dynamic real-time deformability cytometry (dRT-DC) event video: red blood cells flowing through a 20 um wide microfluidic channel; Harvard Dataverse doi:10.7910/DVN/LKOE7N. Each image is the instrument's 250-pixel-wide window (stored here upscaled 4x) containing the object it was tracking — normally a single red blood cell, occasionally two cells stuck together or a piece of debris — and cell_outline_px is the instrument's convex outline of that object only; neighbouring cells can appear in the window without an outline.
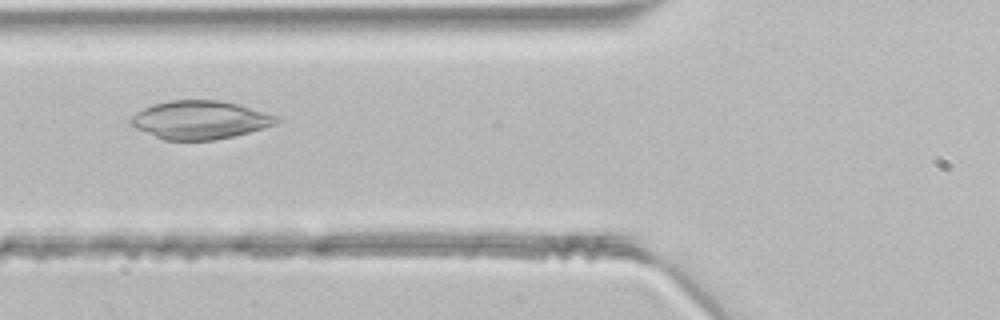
{"species": "common noctule bat (a hibernating species)", "species_latin": "Nyctalus noctula", "temperature_condition": "room temperature", "stored_images_in_passage": 35, "camera_frame_rate_fps": 3000, "um_per_image_px": 0.085, "animal": {"sex": "male", "body_mass_g": 21.5, "forearm_length_mm": 52.0}, "frame": {"image": 1, "passage_image": 5, "time_ms": 1.333, "image_size_px": [1000, 320], "cell_outline_px": [[280, 120], [276, 124], [264, 128], [216, 140], [164, 140], [136, 128], [128, 120], [136, 112], [152, 104], [172, 100], [216, 100], [236, 104], [276, 116]], "centroid_in_image_um": [16.96, 10.2], "position_along_channel_um": 108.8, "area_um2": 32.14}}
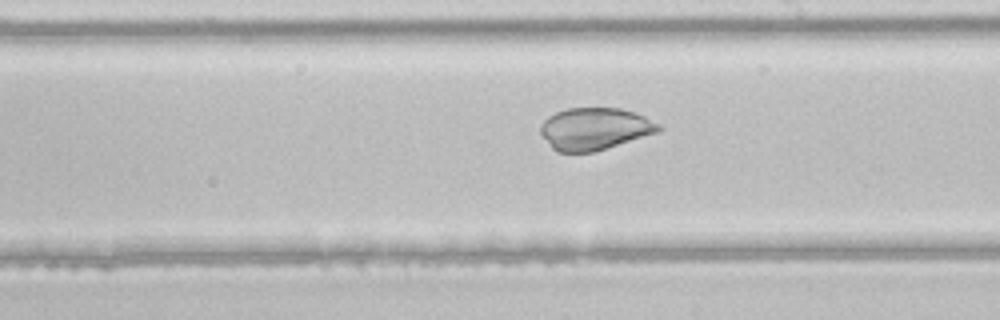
{"frame": {"image": 2, "passage_image": 14, "time_ms": 4.333, "image_size_px": [1000, 320], "cell_outline_px": [[664, 128], [656, 132], [592, 152], [556, 152], [552, 148], [540, 132], [540, 124], [548, 116], [556, 112], [568, 108], [620, 108], [644, 116], [660, 124]], "centroid_in_image_um": [50.51, 10.94], "position_along_channel_um": 238.5, "area_um2": 28.61}}
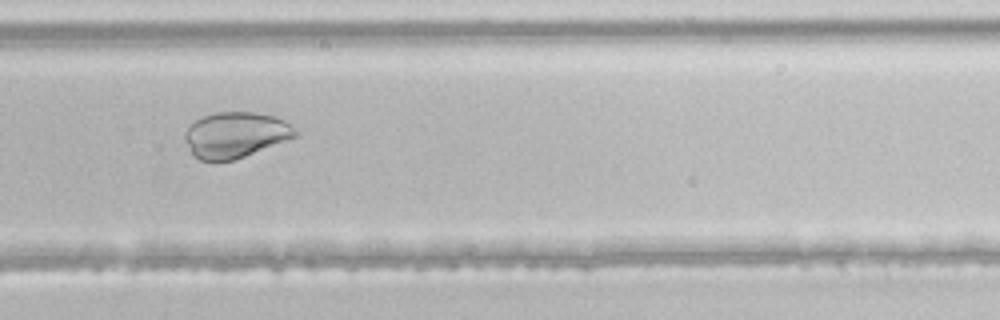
{"frame": {"image": 3, "passage_image": 19, "time_ms": 6.0, "image_size_px": [1000, 320], "cell_outline_px": [[300, 132], [296, 136], [236, 160], [200, 160], [192, 156], [184, 140], [184, 132], [196, 120], [204, 116], [216, 112], [252, 112], [276, 116], [284, 120]], "centroid_in_image_um": [20.0, 11.47], "position_along_channel_um": 309.8, "area_um2": 29.42}}